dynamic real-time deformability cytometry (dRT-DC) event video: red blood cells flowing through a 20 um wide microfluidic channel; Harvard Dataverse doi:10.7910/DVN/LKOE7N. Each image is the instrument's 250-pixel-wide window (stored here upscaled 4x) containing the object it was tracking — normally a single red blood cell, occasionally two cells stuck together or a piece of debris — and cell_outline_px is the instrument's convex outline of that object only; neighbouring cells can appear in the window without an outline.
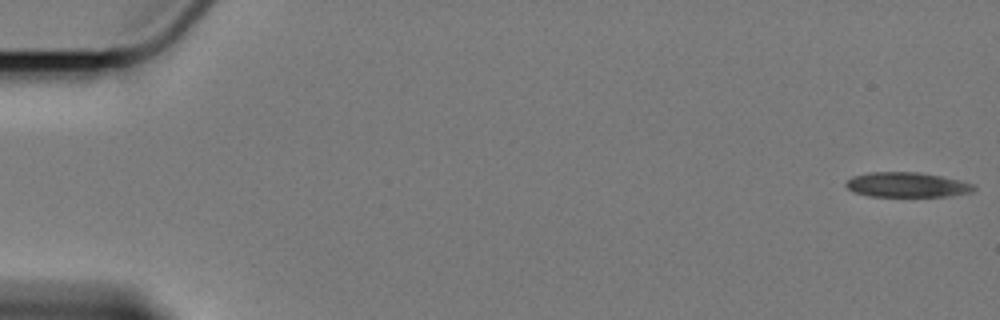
{"species": "Egyptian fruit bat (a non-hibernating species)", "species_latin": "Rousettus aegyptiacus", "temperature_condition": "cold", "stored_images_in_passage": 23, "camera_frame_rate_fps": 3000, "um_per_image_px": 0.085, "animal": {"sex": "female"}, "frame": {"image": 1, "passage_image": 1, "time_ms": 0.0, "image_size_px": [1000, 320], "cell_outline_px": [[976, 188], [972, 192], [952, 196], [868, 196], [856, 192], [848, 188], [844, 184], [852, 176], [868, 172], [916, 172], [940, 176], [972, 184]], "centroid_in_image_um": [77.06, 15.71], "position_along_channel_um": 7.9, "area_um2": 18.32}}
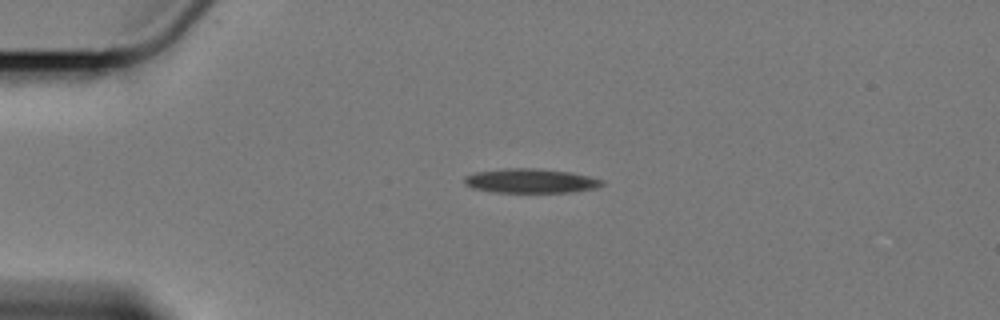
{"frame": {"image": 2, "passage_image": 14, "time_ms": 4.333, "image_size_px": [1000, 320], "cell_outline_px": [[604, 184], [596, 188], [568, 192], [496, 192], [472, 188], [464, 184], [464, 176], [476, 172], [508, 168], [536, 168], [568, 172], [588, 176], [604, 180]], "centroid_in_image_um": [45.09, 15.37], "position_along_channel_um": 39.9, "area_um2": 19.36}}
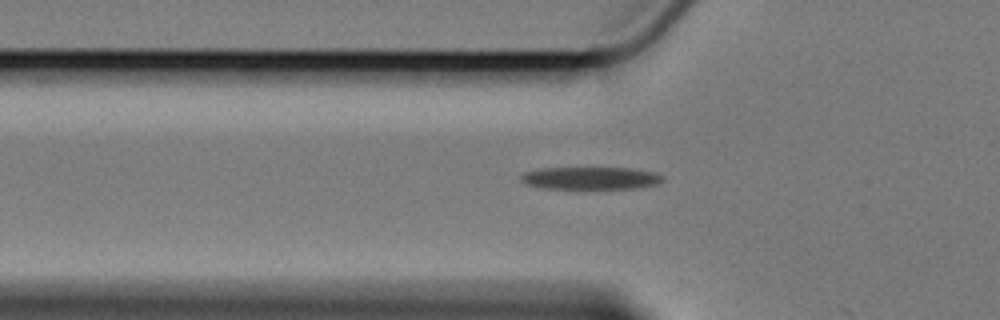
{"frame": {"image": 3, "passage_image": 20, "time_ms": 6.333, "image_size_px": [1000, 320], "cell_outline_px": [[664, 180], [656, 184], [636, 188], [544, 188], [524, 184], [520, 180], [520, 176], [524, 172], [540, 168], [628, 168], [652, 172], [664, 176]], "centroid_in_image_um": [50.15, 15.14], "position_along_channel_um": 75.6, "area_um2": 18.44}}